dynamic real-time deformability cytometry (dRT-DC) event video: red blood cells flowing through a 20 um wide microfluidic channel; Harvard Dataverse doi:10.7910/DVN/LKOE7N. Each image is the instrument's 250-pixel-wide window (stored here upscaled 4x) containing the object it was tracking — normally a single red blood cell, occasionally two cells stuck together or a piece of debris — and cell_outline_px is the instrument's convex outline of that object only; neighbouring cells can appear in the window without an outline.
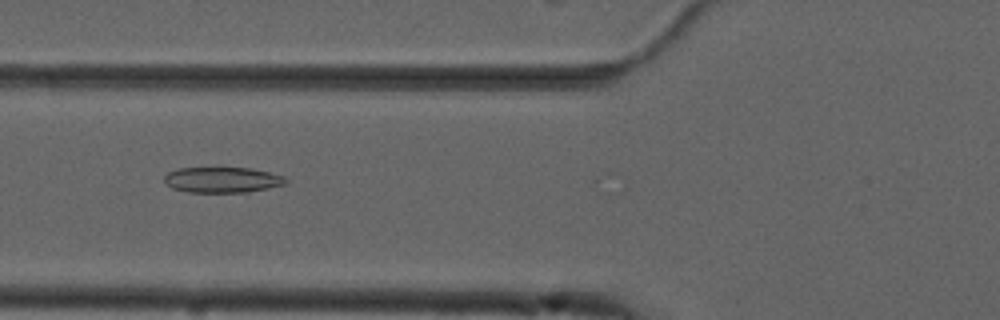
{"species": "common noctule bat (a hibernating species)", "species_latin": "Nyctalus noctula", "temperature_condition": "cold", "stored_images_in_passage": 55, "camera_frame_rate_fps": 3000, "um_per_image_px": 0.085, "animal": {"sex": "male", "forearm_length_mm": 52.5}, "frame": {"image": 1, "passage_image": 21, "time_ms": 6.667, "image_size_px": [1000, 320], "cell_outline_px": [[288, 184], [248, 192], [188, 192], [172, 188], [164, 180], [164, 176], [168, 172], [176, 168], [252, 168], [284, 176], [288, 180]], "centroid_in_image_um": [18.92, 15.28], "position_along_channel_um": 106.9, "area_um2": 18.15}}
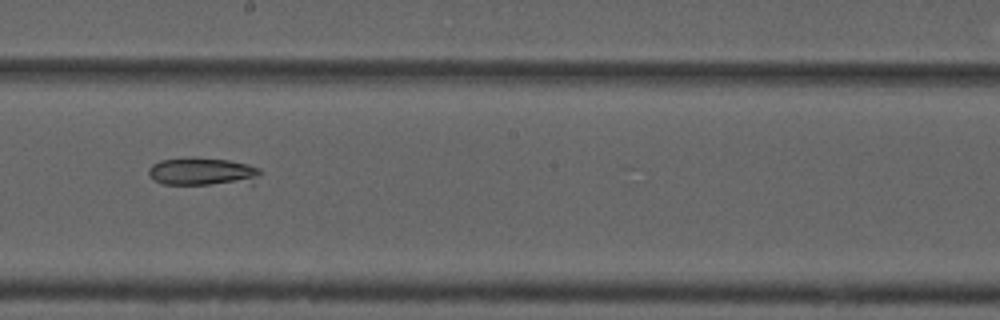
{"frame": {"image": 2, "passage_image": 31, "time_ms": 10.0, "image_size_px": [1000, 320], "cell_outline_px": [[264, 172], [252, 184], [164, 184], [152, 180], [148, 172], [148, 168], [152, 164], [160, 160], [192, 156], [228, 160], [248, 164], [260, 168]], "centroid_in_image_um": [17.26, 14.58], "position_along_channel_um": 230.9, "area_um2": 18.79}}
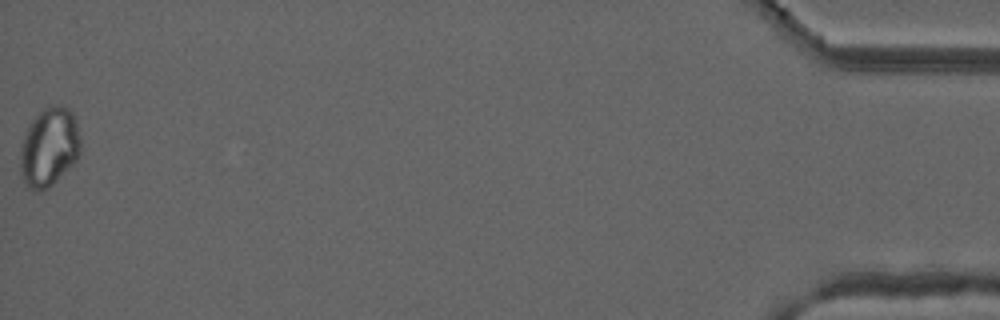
{"frame": {"image": 3, "passage_image": 55, "time_ms": 18.0, "image_size_px": [1000, 320], "cell_outline_px": [[80, 152], [76, 160], [48, 188], [36, 192], [32, 192], [24, 184], [20, 172], [20, 152], [24, 136], [32, 120], [44, 108], [52, 104], [64, 104], [72, 112], [76, 120], [80, 136]], "centroid_in_image_um": [4.17, 12.5], "position_along_channel_um": 431.0, "area_um2": 27.86}}